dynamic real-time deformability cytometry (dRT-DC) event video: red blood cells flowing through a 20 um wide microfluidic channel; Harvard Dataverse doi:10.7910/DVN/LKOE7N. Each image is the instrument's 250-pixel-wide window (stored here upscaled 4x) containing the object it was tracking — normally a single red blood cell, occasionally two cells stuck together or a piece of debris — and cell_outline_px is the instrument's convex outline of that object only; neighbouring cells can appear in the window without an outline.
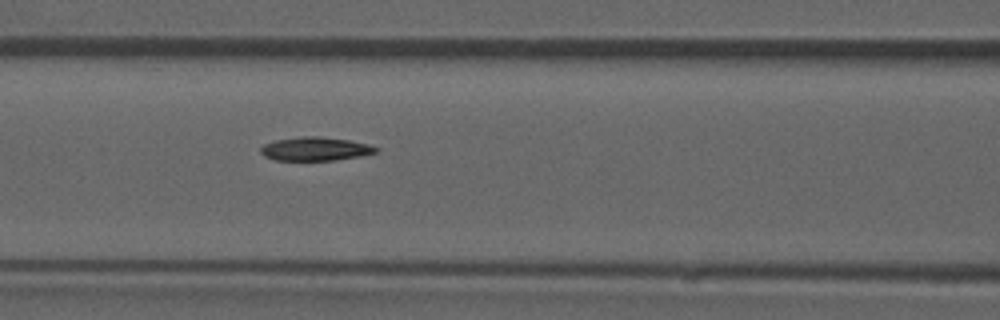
{"species": "common noctule bat (a hibernating species)", "species_latin": "Nyctalus noctula", "temperature_condition": "room temperature", "stored_images_in_passage": 50, "camera_frame_rate_fps": 3000, "um_per_image_px": 0.085, "animal": {"sex": "male", "forearm_length_mm": 52.5}, "frame": {"image": 1, "passage_image": 22, "time_ms": 7.0, "image_size_px": [1000, 320], "cell_outline_px": [[380, 148], [376, 152], [336, 160], [276, 160], [264, 156], [260, 152], [260, 148], [264, 144], [276, 140], [304, 136], [320, 136], [348, 140], [368, 144]], "centroid_in_image_um": [26.77, 12.65], "position_along_channel_um": 139.8, "area_um2": 15.66}}